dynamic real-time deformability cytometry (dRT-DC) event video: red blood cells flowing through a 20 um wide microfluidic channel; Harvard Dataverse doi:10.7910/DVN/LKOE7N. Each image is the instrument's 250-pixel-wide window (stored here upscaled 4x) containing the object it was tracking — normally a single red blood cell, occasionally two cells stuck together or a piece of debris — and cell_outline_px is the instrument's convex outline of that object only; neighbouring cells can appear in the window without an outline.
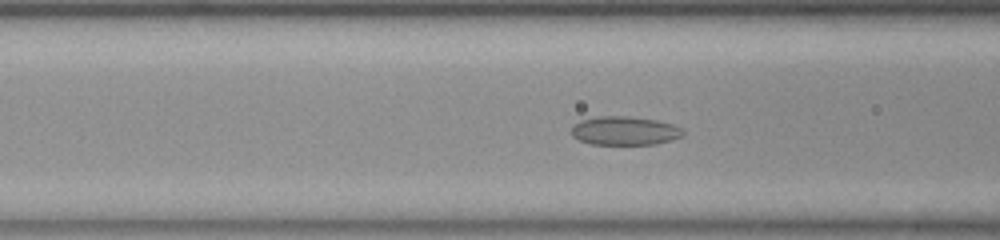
{"species": "common noctule bat (a hibernating species)", "species_latin": "Nyctalus noctula", "temperature_condition": "room temperature", "stored_images_in_passage": 48, "camera_frame_rate_fps": 3000, "um_per_image_px": 0.085, "animal": {"sex": "female", "body_mass_g": 23.0, "forearm_length_mm": 53.4}, "frame": {"image": 1, "passage_image": 16, "time_ms": 5.0, "image_size_px": [1000, 240], "cell_outline_px": [[684, 136], [672, 140], [656, 144], [592, 144], [580, 140], [572, 136], [572, 124], [580, 120], [600, 116], [628, 116], [656, 120], [672, 124], [680, 128], [684, 132]], "centroid_in_image_um": [53.1, 11.11], "position_along_channel_um": 113.5, "area_um2": 18.67}}
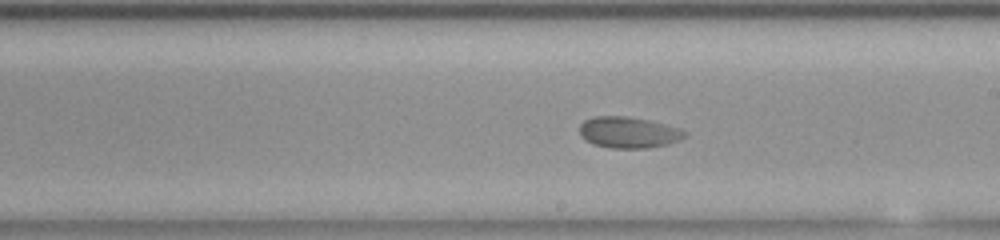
{"frame": {"image": 2, "passage_image": 26, "time_ms": 8.333, "image_size_px": [1000, 240], "cell_outline_px": [[688, 136], [680, 140], [668, 144], [648, 148], [612, 148], [592, 144], [580, 136], [580, 124], [584, 120], [596, 116], [628, 116], [648, 120], [680, 128], [688, 132]], "centroid_in_image_um": [53.45, 11.26], "position_along_channel_um": 235.6, "area_um2": 19.31}}
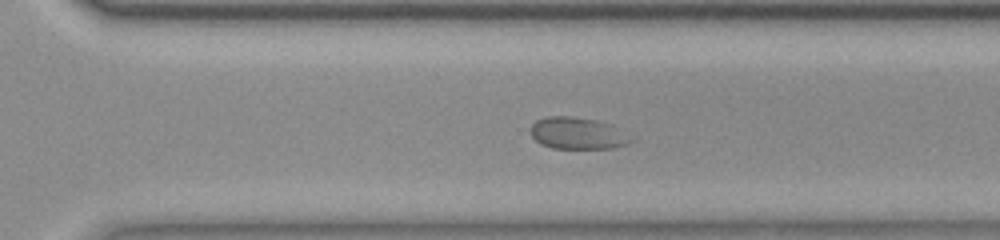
{"frame": {"image": 3, "passage_image": 33, "time_ms": 10.667, "image_size_px": [1000, 240], "cell_outline_px": [[632, 140], [628, 144], [612, 148], [552, 148], [540, 144], [532, 136], [532, 124], [536, 120], [548, 116], [572, 116], [596, 120], [612, 124]], "centroid_in_image_um": [49.06, 11.32], "position_along_channel_um": 321.5, "area_um2": 18.38}}